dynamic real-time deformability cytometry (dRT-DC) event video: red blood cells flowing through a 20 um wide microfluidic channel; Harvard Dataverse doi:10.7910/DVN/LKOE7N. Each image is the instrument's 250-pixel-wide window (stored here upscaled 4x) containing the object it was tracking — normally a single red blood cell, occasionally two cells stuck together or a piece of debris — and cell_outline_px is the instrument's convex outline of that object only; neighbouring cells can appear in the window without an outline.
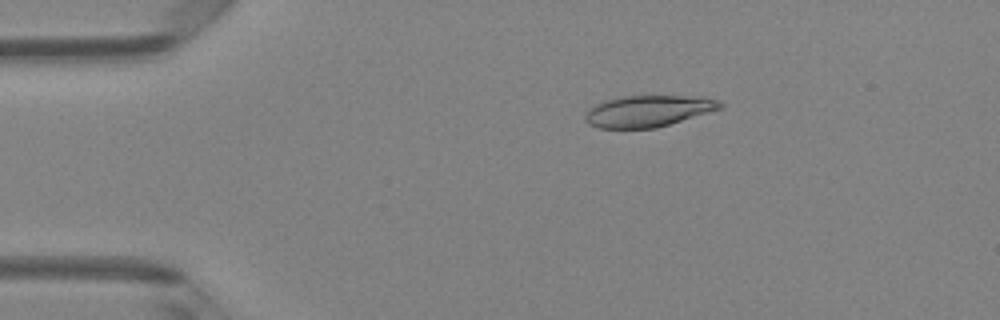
{"species": "Egyptian fruit bat (a non-hibernating species)", "species_latin": "Rousettus aegyptiacus", "temperature_condition": "room temperature", "stored_images_in_passage": 48, "camera_frame_rate_fps": 3000, "um_per_image_px": 0.085, "animal": {"sex": "female"}, "frame": {"image": 1, "passage_image": 9, "time_ms": 2.667, "image_size_px": [1000, 320], "cell_outline_px": [[724, 108], [656, 128], [596, 128], [588, 124], [584, 120], [584, 116], [596, 104], [604, 100], [624, 96], [704, 96], [720, 100], [724, 104]], "centroid_in_image_um": [55.15, 9.43], "position_along_channel_um": 29.9, "area_um2": 24.91}}
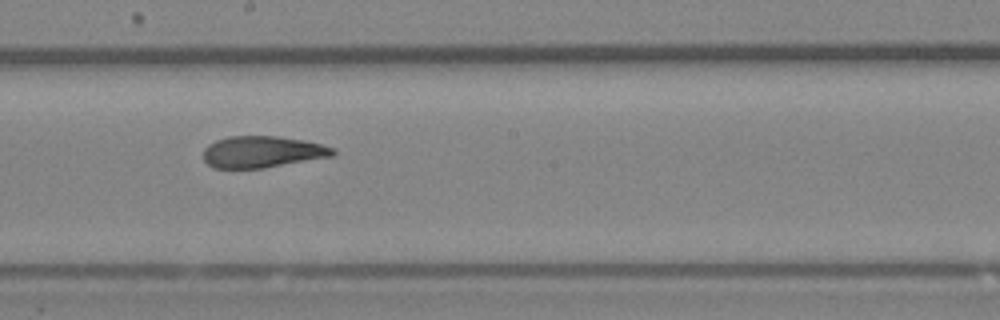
{"frame": {"image": 2, "passage_image": 27, "time_ms": 8.667, "image_size_px": [1000, 320], "cell_outline_px": [[336, 156], [264, 168], [212, 168], [204, 160], [204, 148], [208, 144], [216, 140], [228, 136], [280, 136], [304, 140], [336, 148]], "centroid_in_image_um": [22.33, 12.91], "position_along_channel_um": 225.9, "area_um2": 24.16}}
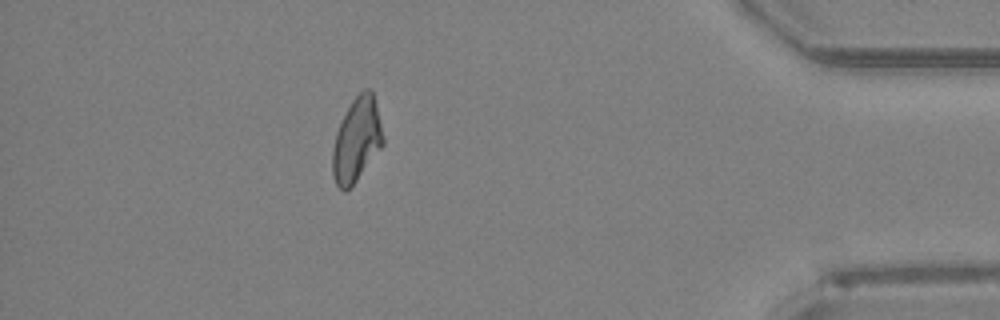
{"frame": {"image": 3, "passage_image": 43, "time_ms": 14.0, "image_size_px": [1000, 320], "cell_outline_px": [[384, 144], [356, 180], [344, 192], [336, 184], [332, 172], [332, 148], [336, 132], [352, 100], [364, 88], [368, 88], [372, 92], [376, 104], [384, 136]], "centroid_in_image_um": [30.32, 11.88], "position_along_channel_um": 404.9, "area_um2": 24.39}, "authors_computed_cell_mechanics": {"area_um2": 24.9118, "velocity_mm_per_s": 4.1996, "shape_relaxation_time_tau1_ms": null, "shape_relaxation_time_tau2_ms": 1.9104, "deformation_change_tau1": null, "deformation_change_tau2": 0.1036}}